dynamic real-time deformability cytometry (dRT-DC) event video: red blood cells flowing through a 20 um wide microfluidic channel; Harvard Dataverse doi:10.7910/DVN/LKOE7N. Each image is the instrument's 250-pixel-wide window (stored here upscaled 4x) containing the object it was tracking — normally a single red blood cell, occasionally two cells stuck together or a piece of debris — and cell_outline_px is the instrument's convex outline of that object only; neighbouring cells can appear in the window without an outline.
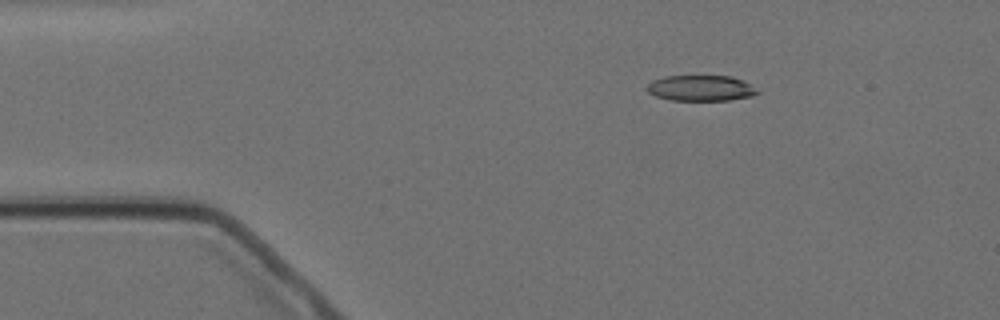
{"species": "Egyptian fruit bat (a non-hibernating species)", "species_latin": "Rousettus aegyptiacus", "temperature_condition": "cold", "stored_images_in_passage": 3, "camera_frame_rate_fps": 3000, "um_per_image_px": 0.085, "animal": {"sex": "female"}, "frame": {"image": 1, "passage_image": 1, "time_ms": 0.0, "image_size_px": [1000, 320], "cell_outline_px": [[760, 92], [752, 96], [728, 100], [668, 100], [656, 96], [648, 92], [644, 88], [652, 80], [664, 76], [732, 76], [744, 80]], "centroid_in_image_um": [59.54, 7.48], "position_along_channel_um": 25.5, "area_um2": 16.65}}
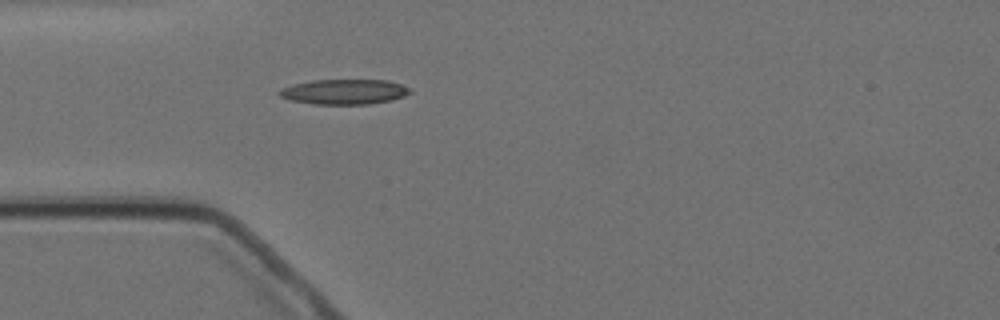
{"frame": {"image": 2, "passage_image": 3, "time_ms": 2.333, "image_size_px": [1000, 320], "cell_outline_px": [[412, 92], [404, 96], [392, 100], [368, 104], [312, 104], [292, 100], [280, 96], [276, 92], [280, 88], [312, 80], [388, 80], [400, 84], [408, 88]], "centroid_in_image_um": [29.25, 7.8], "position_along_channel_um": 55.7, "area_um2": 19.02}}